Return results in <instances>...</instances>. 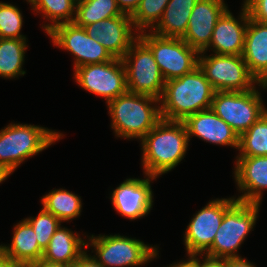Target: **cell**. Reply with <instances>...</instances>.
Returning <instances> with one entry per match:
<instances>
[{
    "mask_svg": "<svg viewBox=\"0 0 267 267\" xmlns=\"http://www.w3.org/2000/svg\"><path fill=\"white\" fill-rule=\"evenodd\" d=\"M260 94L256 87L244 92L216 91L211 109L240 137L267 111Z\"/></svg>",
    "mask_w": 267,
    "mask_h": 267,
    "instance_id": "9",
    "label": "cell"
},
{
    "mask_svg": "<svg viewBox=\"0 0 267 267\" xmlns=\"http://www.w3.org/2000/svg\"><path fill=\"white\" fill-rule=\"evenodd\" d=\"M142 165L147 176L159 177L184 159L188 134L182 121H161L141 140Z\"/></svg>",
    "mask_w": 267,
    "mask_h": 267,
    "instance_id": "1",
    "label": "cell"
},
{
    "mask_svg": "<svg viewBox=\"0 0 267 267\" xmlns=\"http://www.w3.org/2000/svg\"><path fill=\"white\" fill-rule=\"evenodd\" d=\"M63 136L37 125L10 123L0 130V165L12 174L25 159L42 152Z\"/></svg>",
    "mask_w": 267,
    "mask_h": 267,
    "instance_id": "4",
    "label": "cell"
},
{
    "mask_svg": "<svg viewBox=\"0 0 267 267\" xmlns=\"http://www.w3.org/2000/svg\"><path fill=\"white\" fill-rule=\"evenodd\" d=\"M25 220L32 226L38 244L43 251L47 248L51 237L62 223L44 208H42L36 218L29 217L25 218Z\"/></svg>",
    "mask_w": 267,
    "mask_h": 267,
    "instance_id": "31",
    "label": "cell"
},
{
    "mask_svg": "<svg viewBox=\"0 0 267 267\" xmlns=\"http://www.w3.org/2000/svg\"><path fill=\"white\" fill-rule=\"evenodd\" d=\"M260 205L236 201L224 213L212 246L204 254L224 259L241 257L236 253L255 226Z\"/></svg>",
    "mask_w": 267,
    "mask_h": 267,
    "instance_id": "5",
    "label": "cell"
},
{
    "mask_svg": "<svg viewBox=\"0 0 267 267\" xmlns=\"http://www.w3.org/2000/svg\"><path fill=\"white\" fill-rule=\"evenodd\" d=\"M242 57L257 81L267 84V23L249 17Z\"/></svg>",
    "mask_w": 267,
    "mask_h": 267,
    "instance_id": "20",
    "label": "cell"
},
{
    "mask_svg": "<svg viewBox=\"0 0 267 267\" xmlns=\"http://www.w3.org/2000/svg\"><path fill=\"white\" fill-rule=\"evenodd\" d=\"M23 22L22 13L16 6L0 2V38L26 39L20 33Z\"/></svg>",
    "mask_w": 267,
    "mask_h": 267,
    "instance_id": "30",
    "label": "cell"
},
{
    "mask_svg": "<svg viewBox=\"0 0 267 267\" xmlns=\"http://www.w3.org/2000/svg\"><path fill=\"white\" fill-rule=\"evenodd\" d=\"M0 253L23 267H29L42 259L44 251L32 226L24 219L14 226L11 245H0Z\"/></svg>",
    "mask_w": 267,
    "mask_h": 267,
    "instance_id": "21",
    "label": "cell"
},
{
    "mask_svg": "<svg viewBox=\"0 0 267 267\" xmlns=\"http://www.w3.org/2000/svg\"><path fill=\"white\" fill-rule=\"evenodd\" d=\"M26 43V39L0 38V77L11 79L26 73L22 70Z\"/></svg>",
    "mask_w": 267,
    "mask_h": 267,
    "instance_id": "25",
    "label": "cell"
},
{
    "mask_svg": "<svg viewBox=\"0 0 267 267\" xmlns=\"http://www.w3.org/2000/svg\"><path fill=\"white\" fill-rule=\"evenodd\" d=\"M29 267H72V265L71 264L47 262V261L41 259L40 261L31 264Z\"/></svg>",
    "mask_w": 267,
    "mask_h": 267,
    "instance_id": "38",
    "label": "cell"
},
{
    "mask_svg": "<svg viewBox=\"0 0 267 267\" xmlns=\"http://www.w3.org/2000/svg\"><path fill=\"white\" fill-rule=\"evenodd\" d=\"M54 46L75 56L74 69L82 65L100 64L114 57L97 41L90 38L84 27L74 22L61 23L47 32Z\"/></svg>",
    "mask_w": 267,
    "mask_h": 267,
    "instance_id": "12",
    "label": "cell"
},
{
    "mask_svg": "<svg viewBox=\"0 0 267 267\" xmlns=\"http://www.w3.org/2000/svg\"><path fill=\"white\" fill-rule=\"evenodd\" d=\"M127 90L160 99L165 80L150 48L138 37L122 58Z\"/></svg>",
    "mask_w": 267,
    "mask_h": 267,
    "instance_id": "8",
    "label": "cell"
},
{
    "mask_svg": "<svg viewBox=\"0 0 267 267\" xmlns=\"http://www.w3.org/2000/svg\"><path fill=\"white\" fill-rule=\"evenodd\" d=\"M138 37L150 48L165 82L182 77L198 67L199 52L182 38L162 37L141 32Z\"/></svg>",
    "mask_w": 267,
    "mask_h": 267,
    "instance_id": "10",
    "label": "cell"
},
{
    "mask_svg": "<svg viewBox=\"0 0 267 267\" xmlns=\"http://www.w3.org/2000/svg\"><path fill=\"white\" fill-rule=\"evenodd\" d=\"M158 102L150 95L129 91L109 101L107 107L115 136L141 140L162 119Z\"/></svg>",
    "mask_w": 267,
    "mask_h": 267,
    "instance_id": "3",
    "label": "cell"
},
{
    "mask_svg": "<svg viewBox=\"0 0 267 267\" xmlns=\"http://www.w3.org/2000/svg\"><path fill=\"white\" fill-rule=\"evenodd\" d=\"M199 254H193V255H188V260L187 261H180L179 263L177 262L174 264H171L170 266L167 267H198V257Z\"/></svg>",
    "mask_w": 267,
    "mask_h": 267,
    "instance_id": "37",
    "label": "cell"
},
{
    "mask_svg": "<svg viewBox=\"0 0 267 267\" xmlns=\"http://www.w3.org/2000/svg\"><path fill=\"white\" fill-rule=\"evenodd\" d=\"M236 201L235 197L214 199L193 215L184 234L187 255L204 254L212 246L224 213Z\"/></svg>",
    "mask_w": 267,
    "mask_h": 267,
    "instance_id": "13",
    "label": "cell"
},
{
    "mask_svg": "<svg viewBox=\"0 0 267 267\" xmlns=\"http://www.w3.org/2000/svg\"><path fill=\"white\" fill-rule=\"evenodd\" d=\"M145 176V179H126L111 194L112 204L120 215L135 220L145 217L152 210L153 192L150 182L157 177Z\"/></svg>",
    "mask_w": 267,
    "mask_h": 267,
    "instance_id": "15",
    "label": "cell"
},
{
    "mask_svg": "<svg viewBox=\"0 0 267 267\" xmlns=\"http://www.w3.org/2000/svg\"><path fill=\"white\" fill-rule=\"evenodd\" d=\"M240 12V18L235 19L227 9L218 19L209 46L218 55H242L245 42V34L249 21V13L244 4ZM213 47V48H212Z\"/></svg>",
    "mask_w": 267,
    "mask_h": 267,
    "instance_id": "17",
    "label": "cell"
},
{
    "mask_svg": "<svg viewBox=\"0 0 267 267\" xmlns=\"http://www.w3.org/2000/svg\"><path fill=\"white\" fill-rule=\"evenodd\" d=\"M88 36L97 40L114 58L122 59L138 38L133 33L130 15L111 17L84 27ZM135 33L136 36H135Z\"/></svg>",
    "mask_w": 267,
    "mask_h": 267,
    "instance_id": "14",
    "label": "cell"
},
{
    "mask_svg": "<svg viewBox=\"0 0 267 267\" xmlns=\"http://www.w3.org/2000/svg\"><path fill=\"white\" fill-rule=\"evenodd\" d=\"M11 173L2 165H0V183L5 181Z\"/></svg>",
    "mask_w": 267,
    "mask_h": 267,
    "instance_id": "40",
    "label": "cell"
},
{
    "mask_svg": "<svg viewBox=\"0 0 267 267\" xmlns=\"http://www.w3.org/2000/svg\"><path fill=\"white\" fill-rule=\"evenodd\" d=\"M228 9L224 0H198L189 17L182 39L199 53L210 44L218 19Z\"/></svg>",
    "mask_w": 267,
    "mask_h": 267,
    "instance_id": "16",
    "label": "cell"
},
{
    "mask_svg": "<svg viewBox=\"0 0 267 267\" xmlns=\"http://www.w3.org/2000/svg\"><path fill=\"white\" fill-rule=\"evenodd\" d=\"M86 243L87 248L94 247L96 252L92 258L103 267L142 266L158 255L155 246L119 234L92 235Z\"/></svg>",
    "mask_w": 267,
    "mask_h": 267,
    "instance_id": "6",
    "label": "cell"
},
{
    "mask_svg": "<svg viewBox=\"0 0 267 267\" xmlns=\"http://www.w3.org/2000/svg\"><path fill=\"white\" fill-rule=\"evenodd\" d=\"M169 0H141L138 8L130 16L136 32L152 30L160 21Z\"/></svg>",
    "mask_w": 267,
    "mask_h": 267,
    "instance_id": "29",
    "label": "cell"
},
{
    "mask_svg": "<svg viewBox=\"0 0 267 267\" xmlns=\"http://www.w3.org/2000/svg\"><path fill=\"white\" fill-rule=\"evenodd\" d=\"M215 92L198 66L182 77L165 82L159 99L161 117L168 121H183L189 115L211 109Z\"/></svg>",
    "mask_w": 267,
    "mask_h": 267,
    "instance_id": "2",
    "label": "cell"
},
{
    "mask_svg": "<svg viewBox=\"0 0 267 267\" xmlns=\"http://www.w3.org/2000/svg\"><path fill=\"white\" fill-rule=\"evenodd\" d=\"M141 0H116L118 8L122 13L132 15L138 8Z\"/></svg>",
    "mask_w": 267,
    "mask_h": 267,
    "instance_id": "33",
    "label": "cell"
},
{
    "mask_svg": "<svg viewBox=\"0 0 267 267\" xmlns=\"http://www.w3.org/2000/svg\"><path fill=\"white\" fill-rule=\"evenodd\" d=\"M0 267H23L21 264L13 262L0 253Z\"/></svg>",
    "mask_w": 267,
    "mask_h": 267,
    "instance_id": "39",
    "label": "cell"
},
{
    "mask_svg": "<svg viewBox=\"0 0 267 267\" xmlns=\"http://www.w3.org/2000/svg\"><path fill=\"white\" fill-rule=\"evenodd\" d=\"M43 208L53 214L61 222L70 221L80 216L81 197L65 189H54L41 198Z\"/></svg>",
    "mask_w": 267,
    "mask_h": 267,
    "instance_id": "24",
    "label": "cell"
},
{
    "mask_svg": "<svg viewBox=\"0 0 267 267\" xmlns=\"http://www.w3.org/2000/svg\"><path fill=\"white\" fill-rule=\"evenodd\" d=\"M83 247H86V240L60 225L44 250L42 260L72 265L86 251Z\"/></svg>",
    "mask_w": 267,
    "mask_h": 267,
    "instance_id": "22",
    "label": "cell"
},
{
    "mask_svg": "<svg viewBox=\"0 0 267 267\" xmlns=\"http://www.w3.org/2000/svg\"><path fill=\"white\" fill-rule=\"evenodd\" d=\"M204 260H198V267H225V259L212 257L206 254H199Z\"/></svg>",
    "mask_w": 267,
    "mask_h": 267,
    "instance_id": "34",
    "label": "cell"
},
{
    "mask_svg": "<svg viewBox=\"0 0 267 267\" xmlns=\"http://www.w3.org/2000/svg\"><path fill=\"white\" fill-rule=\"evenodd\" d=\"M198 0H169L157 25L149 30L162 37L182 38Z\"/></svg>",
    "mask_w": 267,
    "mask_h": 267,
    "instance_id": "23",
    "label": "cell"
},
{
    "mask_svg": "<svg viewBox=\"0 0 267 267\" xmlns=\"http://www.w3.org/2000/svg\"><path fill=\"white\" fill-rule=\"evenodd\" d=\"M199 53L198 66L215 91L244 92L255 88V84L267 89L250 73L242 55L204 56Z\"/></svg>",
    "mask_w": 267,
    "mask_h": 267,
    "instance_id": "7",
    "label": "cell"
},
{
    "mask_svg": "<svg viewBox=\"0 0 267 267\" xmlns=\"http://www.w3.org/2000/svg\"><path fill=\"white\" fill-rule=\"evenodd\" d=\"M252 20L267 23V0H244Z\"/></svg>",
    "mask_w": 267,
    "mask_h": 267,
    "instance_id": "32",
    "label": "cell"
},
{
    "mask_svg": "<svg viewBox=\"0 0 267 267\" xmlns=\"http://www.w3.org/2000/svg\"><path fill=\"white\" fill-rule=\"evenodd\" d=\"M72 267H103L97 263L92 256L85 251L73 264Z\"/></svg>",
    "mask_w": 267,
    "mask_h": 267,
    "instance_id": "35",
    "label": "cell"
},
{
    "mask_svg": "<svg viewBox=\"0 0 267 267\" xmlns=\"http://www.w3.org/2000/svg\"><path fill=\"white\" fill-rule=\"evenodd\" d=\"M248 260L242 257L227 258L225 259V267H256Z\"/></svg>",
    "mask_w": 267,
    "mask_h": 267,
    "instance_id": "36",
    "label": "cell"
},
{
    "mask_svg": "<svg viewBox=\"0 0 267 267\" xmlns=\"http://www.w3.org/2000/svg\"><path fill=\"white\" fill-rule=\"evenodd\" d=\"M237 157L267 156V111L239 137Z\"/></svg>",
    "mask_w": 267,
    "mask_h": 267,
    "instance_id": "28",
    "label": "cell"
},
{
    "mask_svg": "<svg viewBox=\"0 0 267 267\" xmlns=\"http://www.w3.org/2000/svg\"><path fill=\"white\" fill-rule=\"evenodd\" d=\"M122 14L116 0H77L73 22L78 26L85 27Z\"/></svg>",
    "mask_w": 267,
    "mask_h": 267,
    "instance_id": "26",
    "label": "cell"
},
{
    "mask_svg": "<svg viewBox=\"0 0 267 267\" xmlns=\"http://www.w3.org/2000/svg\"><path fill=\"white\" fill-rule=\"evenodd\" d=\"M75 82L84 90L105 98L106 103L125 94L126 71L122 59L82 65L74 70Z\"/></svg>",
    "mask_w": 267,
    "mask_h": 267,
    "instance_id": "11",
    "label": "cell"
},
{
    "mask_svg": "<svg viewBox=\"0 0 267 267\" xmlns=\"http://www.w3.org/2000/svg\"><path fill=\"white\" fill-rule=\"evenodd\" d=\"M77 0H30L32 10L43 13L50 24L42 26L46 33L61 23L73 22ZM61 20V21H60Z\"/></svg>",
    "mask_w": 267,
    "mask_h": 267,
    "instance_id": "27",
    "label": "cell"
},
{
    "mask_svg": "<svg viewBox=\"0 0 267 267\" xmlns=\"http://www.w3.org/2000/svg\"><path fill=\"white\" fill-rule=\"evenodd\" d=\"M236 159L234 178L243 193L237 201L261 204L262 190L267 189V156Z\"/></svg>",
    "mask_w": 267,
    "mask_h": 267,
    "instance_id": "19",
    "label": "cell"
},
{
    "mask_svg": "<svg viewBox=\"0 0 267 267\" xmlns=\"http://www.w3.org/2000/svg\"><path fill=\"white\" fill-rule=\"evenodd\" d=\"M186 127L188 139L198 137L206 142L239 148V136L212 109L199 111L182 121Z\"/></svg>",
    "mask_w": 267,
    "mask_h": 267,
    "instance_id": "18",
    "label": "cell"
}]
</instances>
